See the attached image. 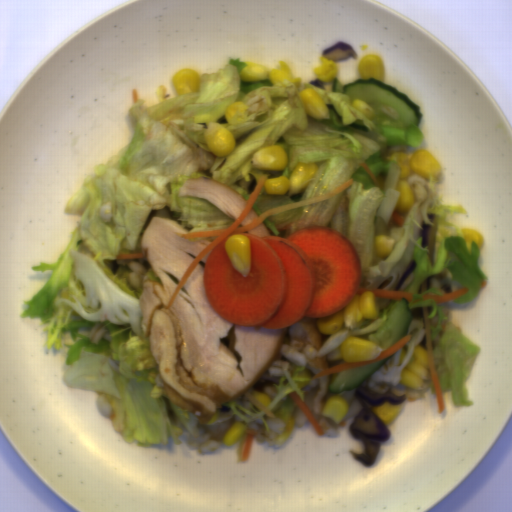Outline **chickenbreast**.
Wrapping results in <instances>:
<instances>
[{
    "mask_svg": "<svg viewBox=\"0 0 512 512\" xmlns=\"http://www.w3.org/2000/svg\"><path fill=\"white\" fill-rule=\"evenodd\" d=\"M177 220L153 216L144 228L139 250L157 279H145L138 299L141 329L147 338L163 389L170 401L208 424L220 407L248 392L279 360L289 332L297 351L317 350L323 333L318 318L302 317L279 329L232 324L218 316L203 291L210 254L193 268L169 305L188 268L212 240L190 241Z\"/></svg>",
    "mask_w": 512,
    "mask_h": 512,
    "instance_id": "1",
    "label": "chicken breast"
},
{
    "mask_svg": "<svg viewBox=\"0 0 512 512\" xmlns=\"http://www.w3.org/2000/svg\"><path fill=\"white\" fill-rule=\"evenodd\" d=\"M178 194L179 197L204 198L235 222L247 204L237 190L212 177H190L183 182Z\"/></svg>",
    "mask_w": 512,
    "mask_h": 512,
    "instance_id": "2",
    "label": "chicken breast"
},
{
    "mask_svg": "<svg viewBox=\"0 0 512 512\" xmlns=\"http://www.w3.org/2000/svg\"><path fill=\"white\" fill-rule=\"evenodd\" d=\"M319 389L315 395L313 402L314 414L322 415L323 406L325 404L326 395L329 393L330 374L318 377Z\"/></svg>",
    "mask_w": 512,
    "mask_h": 512,
    "instance_id": "3",
    "label": "chicken breast"
},
{
    "mask_svg": "<svg viewBox=\"0 0 512 512\" xmlns=\"http://www.w3.org/2000/svg\"><path fill=\"white\" fill-rule=\"evenodd\" d=\"M306 365L313 375H317L318 373L330 368L328 358H326L325 356H316L315 359L308 360Z\"/></svg>",
    "mask_w": 512,
    "mask_h": 512,
    "instance_id": "4",
    "label": "chicken breast"
},
{
    "mask_svg": "<svg viewBox=\"0 0 512 512\" xmlns=\"http://www.w3.org/2000/svg\"><path fill=\"white\" fill-rule=\"evenodd\" d=\"M246 232H247V234H255V235H257L260 238L263 237V236H270L271 237V233H270L266 223L263 222V221H262V223H260L256 227H254L251 230L246 231Z\"/></svg>",
    "mask_w": 512,
    "mask_h": 512,
    "instance_id": "5",
    "label": "chicken breast"
},
{
    "mask_svg": "<svg viewBox=\"0 0 512 512\" xmlns=\"http://www.w3.org/2000/svg\"><path fill=\"white\" fill-rule=\"evenodd\" d=\"M259 217L257 212L251 207L245 219L241 222L238 227H243L250 224L255 218Z\"/></svg>",
    "mask_w": 512,
    "mask_h": 512,
    "instance_id": "6",
    "label": "chicken breast"
}]
</instances>
